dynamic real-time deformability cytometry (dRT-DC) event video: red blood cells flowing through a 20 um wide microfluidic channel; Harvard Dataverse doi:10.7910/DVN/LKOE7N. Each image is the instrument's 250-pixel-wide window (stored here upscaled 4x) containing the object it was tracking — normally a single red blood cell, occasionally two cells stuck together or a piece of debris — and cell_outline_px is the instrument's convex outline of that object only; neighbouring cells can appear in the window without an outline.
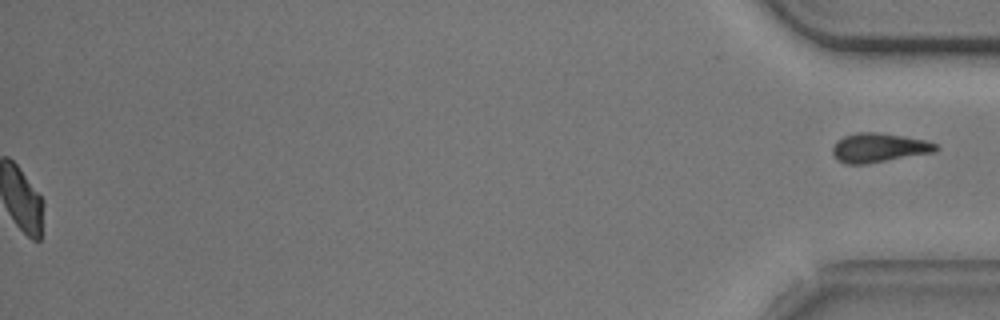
{"species": "common noctule bat (a hibernating species)", "species_latin": "Nyctalus noctula", "temperature_condition": "cold", "stored_images_in_passage": 39, "segment_of_instrument_passage": [2, 2], "camera_frame_rate_fps": 3000, "um_per_image_px": 0.085, "animal": {"sex": "male", "body_mass_g": 20.5, "forearm_length_mm": 52.5}, "frame": {"image": 1, "passage_image": 39, "time_ms": 12.667, "image_size_px": [1000, 320], "cell_outline_px": [[940, 148], [936, 152], [868, 164], [844, 164], [836, 160], [832, 152], [832, 148], [836, 140], [844, 136], [856, 132], [876, 132], [904, 136], [924, 140], [936, 144]], "centroid_in_image_um": [74.68, 12.57], "position_along_channel_um": 360.5, "area_um2": 17.86}}